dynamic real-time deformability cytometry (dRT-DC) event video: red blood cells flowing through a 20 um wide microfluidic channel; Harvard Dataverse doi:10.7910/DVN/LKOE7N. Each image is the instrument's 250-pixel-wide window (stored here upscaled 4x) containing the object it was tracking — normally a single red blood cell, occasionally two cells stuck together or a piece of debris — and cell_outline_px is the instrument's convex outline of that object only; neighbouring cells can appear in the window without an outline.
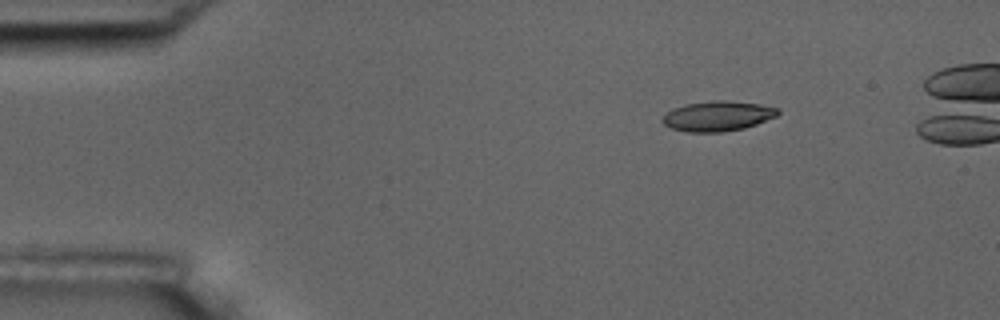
{"species": "common noctule bat (a hibernating species)", "species_latin": "Nyctalus noctula", "temperature_condition": "room temperature", "stored_images_in_passage": 4, "camera_frame_rate_fps": 3000, "um_per_image_px": 0.085, "animal": {"sex": "male", "body_mass_g": 17.5, "forearm_length_mm": 52.3}, "frame": {"image": 1, "passage_image": 1, "time_ms": 0.0, "image_size_px": [1000, 320], "cell_outline_px": [[780, 112], [776, 116], [756, 124], [744, 128], [720, 132], [688, 132], [672, 128], [664, 124], [660, 120], [672, 108], [684, 104], [712, 100], [724, 100], [760, 104], [780, 108]], "centroid_in_image_um": [61.0, 9.85], "position_along_channel_um": 24.0, "area_um2": 20.23}}